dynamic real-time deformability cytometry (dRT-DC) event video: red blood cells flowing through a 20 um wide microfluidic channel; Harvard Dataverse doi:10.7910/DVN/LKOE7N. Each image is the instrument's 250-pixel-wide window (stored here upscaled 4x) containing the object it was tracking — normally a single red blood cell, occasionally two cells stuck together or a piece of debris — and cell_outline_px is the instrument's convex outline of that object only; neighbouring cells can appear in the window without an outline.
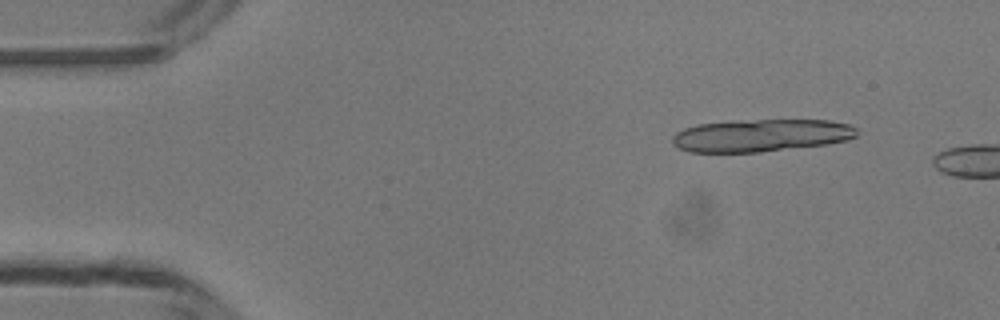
{"species": "common noctule bat (a hibernating species)", "species_latin": "Nyctalus noctula", "temperature_condition": "room temperature", "stored_images_in_passage": 8, "camera_frame_rate_fps": 3000, "um_per_image_px": 0.085, "animal": {"sex": "male", "body_mass_g": 13.3}, "frame": {"image": 1, "passage_image": 5, "time_ms": 1.333, "image_size_px": [1000, 320], "cell_outline_px": [[856, 136], [844, 140], [828, 144], [760, 152], [688, 152], [672, 144], [672, 136], [676, 132], [684, 128], [696, 124], [732, 120], [828, 120], [848, 124], [856, 128]], "centroid_in_image_um": [64.63, 11.5], "position_along_channel_um": 20.4, "area_um2": 35.08}}